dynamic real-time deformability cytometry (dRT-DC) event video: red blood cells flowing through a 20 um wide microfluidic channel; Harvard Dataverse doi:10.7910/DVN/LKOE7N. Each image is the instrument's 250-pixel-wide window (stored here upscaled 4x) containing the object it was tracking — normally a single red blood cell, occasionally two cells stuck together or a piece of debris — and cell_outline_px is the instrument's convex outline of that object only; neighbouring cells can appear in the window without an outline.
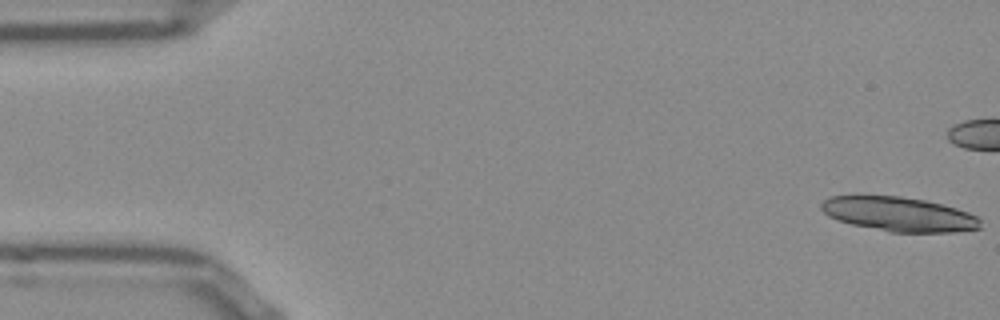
{"species": "Egyptian fruit bat (a non-hibernating species)", "species_latin": "Rousettus aegyptiacus", "temperature_condition": "room temperature", "stored_images_in_passage": 10, "camera_frame_rate_fps": 3000, "um_per_image_px": 0.085, "frame": {"image": 1, "passage_image": 1, "time_ms": 0.0, "image_size_px": [1000, 320], "cell_outline_px": [[980, 228], [956, 232], [888, 232], [852, 224], [836, 220], [828, 216], [820, 208], [820, 204], [824, 200], [832, 196], [900, 196], [924, 200], [956, 208], [968, 212], [976, 216], [980, 220]], "centroid_in_image_um": [76.39, 18.21], "position_along_channel_um": 8.6, "area_um2": 31.73}}